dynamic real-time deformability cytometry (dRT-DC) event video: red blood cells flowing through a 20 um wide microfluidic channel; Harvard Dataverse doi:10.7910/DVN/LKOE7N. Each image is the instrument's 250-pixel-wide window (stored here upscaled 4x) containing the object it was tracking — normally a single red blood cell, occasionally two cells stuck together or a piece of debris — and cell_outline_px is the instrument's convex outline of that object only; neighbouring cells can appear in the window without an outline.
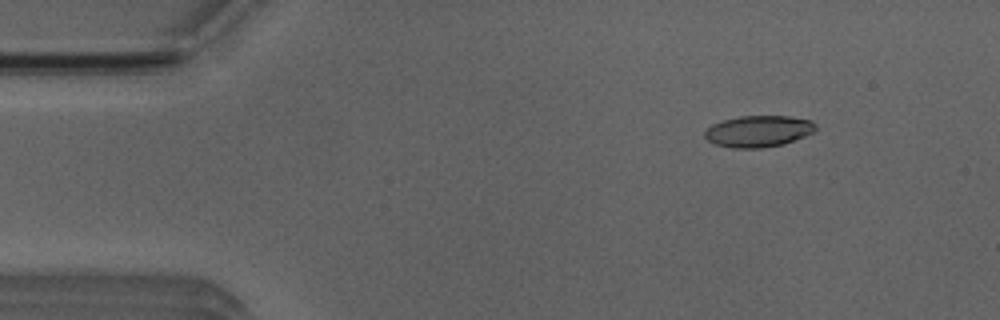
{"species": "Egyptian fruit bat (a non-hibernating species)", "species_latin": "Rousettus aegyptiacus", "temperature_condition": "room temperature", "stored_images_in_passage": 4, "camera_frame_rate_fps": 3000, "um_per_image_px": 0.085, "animal": {"sex": "male"}, "frame": {"image": 1, "passage_image": 1, "time_ms": 0.0, "image_size_px": [1000, 320], "cell_outline_px": [[816, 128], [812, 132], [804, 136], [784, 144], [760, 148], [732, 148], [716, 144], [708, 140], [704, 136], [704, 132], [712, 124], [724, 120], [740, 116], [788, 116], [812, 120], [816, 124]], "centroid_in_image_um": [64.47, 11.15], "position_along_channel_um": 20.5, "area_um2": 20.23}}